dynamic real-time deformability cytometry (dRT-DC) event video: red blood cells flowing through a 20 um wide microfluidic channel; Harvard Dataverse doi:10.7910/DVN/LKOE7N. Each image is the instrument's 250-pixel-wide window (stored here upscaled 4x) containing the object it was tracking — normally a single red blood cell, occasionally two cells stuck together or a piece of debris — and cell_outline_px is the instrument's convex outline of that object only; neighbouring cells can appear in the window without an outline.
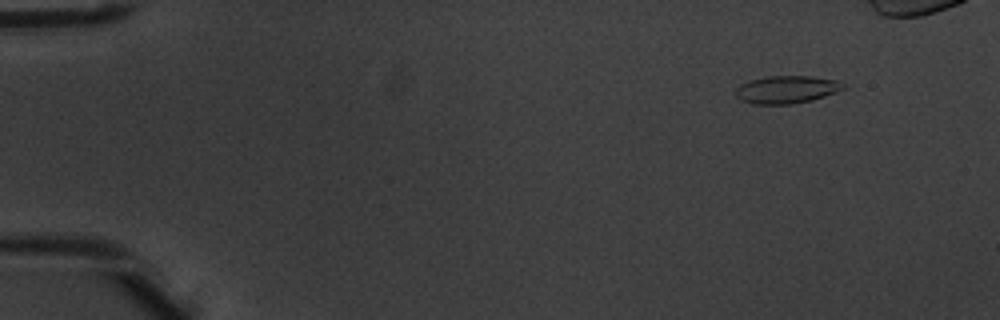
{"species": "common noctule bat (a hibernating species)", "species_latin": "Nyctalus noctula", "temperature_condition": "warm", "stored_images_in_passage": 5, "camera_frame_rate_fps": 3000, "um_per_image_px": 0.085, "animal": {"sex": "male", "body_mass_g": 20.1, "forearm_length_mm": 53.5}, "frame": {"image": 1, "passage_image": 1, "time_ms": 0.0, "image_size_px": [1000, 320], "cell_outline_px": [[844, 88], [836, 92], [812, 100], [792, 104], [752, 104], [740, 100], [736, 96], [736, 88], [740, 84], [752, 80], [768, 76], [812, 76], [840, 80], [844, 84]], "centroid_in_image_um": [66.87, 7.61], "position_along_channel_um": 18.1, "area_um2": 17.4}}